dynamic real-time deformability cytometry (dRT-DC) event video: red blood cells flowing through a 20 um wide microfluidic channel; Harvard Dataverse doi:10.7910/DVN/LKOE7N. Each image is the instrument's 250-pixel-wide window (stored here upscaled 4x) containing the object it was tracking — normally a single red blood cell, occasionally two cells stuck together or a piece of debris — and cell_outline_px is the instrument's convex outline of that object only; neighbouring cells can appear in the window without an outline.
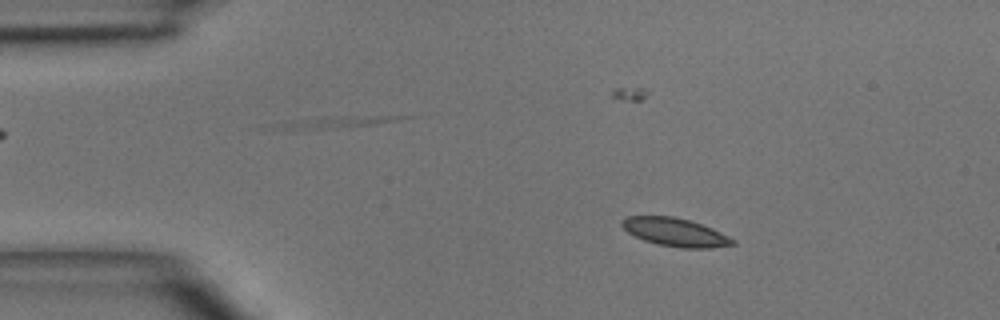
{"species": "common noctule bat (a hibernating species)", "species_latin": "Nyctalus noctula", "temperature_condition": "room temperature", "stored_images_in_passage": 5, "camera_frame_rate_fps": 3000, "um_per_image_px": 0.085, "animal": {"sex": "male", "body_mass_g": 15.6}, "frame": {"image": 1, "passage_image": 2, "time_ms": 1.333, "image_size_px": [1000, 320], "cell_outline_px": [[736, 244], [712, 248], [680, 248], [660, 244], [644, 240], [628, 232], [620, 224], [620, 220], [624, 216], [672, 216], [688, 220], [712, 228], [736, 240]], "centroid_in_image_um": [57.39, 19.73], "position_along_channel_um": 27.6, "area_um2": 18.15}}
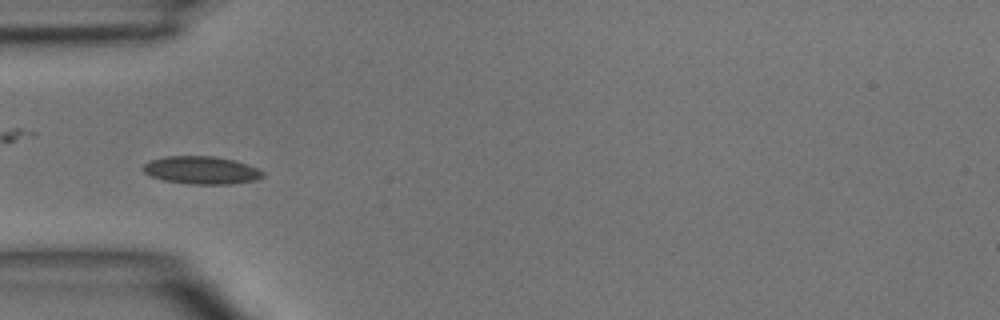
{"frame": {"image": 2, "passage_image": 4, "time_ms": 3.667, "image_size_px": [1000, 320], "cell_outline_px": [[264, 176], [256, 180], [232, 184], [188, 184], [164, 180], [152, 176], [144, 172], [140, 168], [148, 160], [164, 156], [216, 156], [236, 160], [248, 164], [264, 172]], "centroid_in_image_um": [17.11, 14.46], "position_along_channel_um": 67.9, "area_um2": 19.65}}
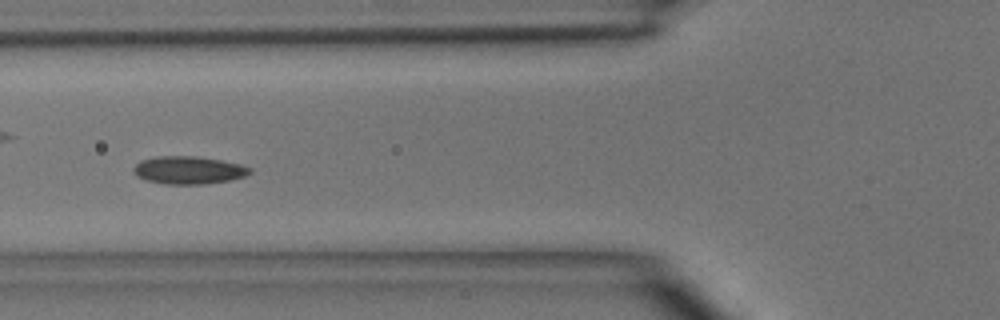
{"frame": {"image": 3, "passage_image": 5, "time_ms": 4.667, "image_size_px": [1000, 320], "cell_outline_px": [[252, 172], [244, 176], [228, 180], [204, 184], [164, 184], [148, 180], [136, 176], [132, 172], [132, 168], [140, 160], [156, 156], [192, 156], [220, 160], [240, 164], [252, 168]], "centroid_in_image_um": [15.99, 14.46], "position_along_channel_um": 109.8, "area_um2": 18.79}}